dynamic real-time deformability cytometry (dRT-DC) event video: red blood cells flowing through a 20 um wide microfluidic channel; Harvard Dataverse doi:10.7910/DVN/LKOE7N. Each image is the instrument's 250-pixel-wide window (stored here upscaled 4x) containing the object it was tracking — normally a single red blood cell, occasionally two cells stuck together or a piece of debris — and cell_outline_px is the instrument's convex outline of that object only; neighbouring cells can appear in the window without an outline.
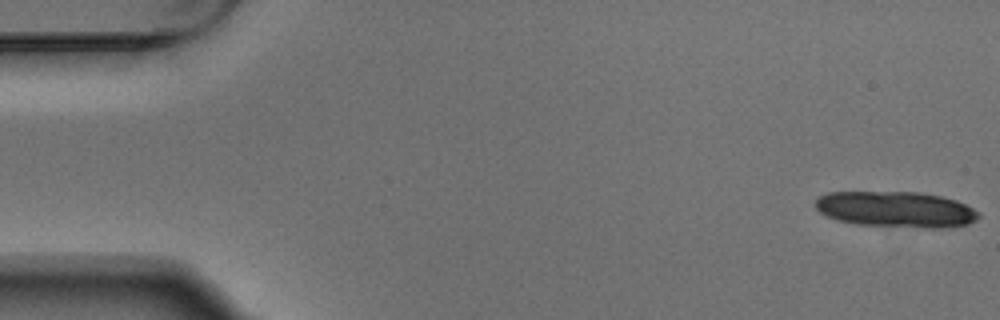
{"species": "Egyptian fruit bat (a non-hibernating species)", "species_latin": "Rousettus aegyptiacus", "temperature_condition": "warm", "stored_images_in_passage": 4, "camera_frame_rate_fps": 3000, "um_per_image_px": 0.085, "animal": {"sex": "male"}, "frame": {"image": 1, "passage_image": 1, "time_ms": 0.0, "image_size_px": [1000, 320], "cell_outline_px": [[980, 216], [976, 220], [968, 224], [944, 228], [920, 228], [856, 224], [836, 220], [820, 212], [816, 208], [816, 200], [820, 196], [828, 192], [916, 192], [940, 196], [956, 200], [980, 212]], "centroid_in_image_um": [76.17, 17.81], "position_along_channel_um": 8.8, "area_um2": 34.22}}